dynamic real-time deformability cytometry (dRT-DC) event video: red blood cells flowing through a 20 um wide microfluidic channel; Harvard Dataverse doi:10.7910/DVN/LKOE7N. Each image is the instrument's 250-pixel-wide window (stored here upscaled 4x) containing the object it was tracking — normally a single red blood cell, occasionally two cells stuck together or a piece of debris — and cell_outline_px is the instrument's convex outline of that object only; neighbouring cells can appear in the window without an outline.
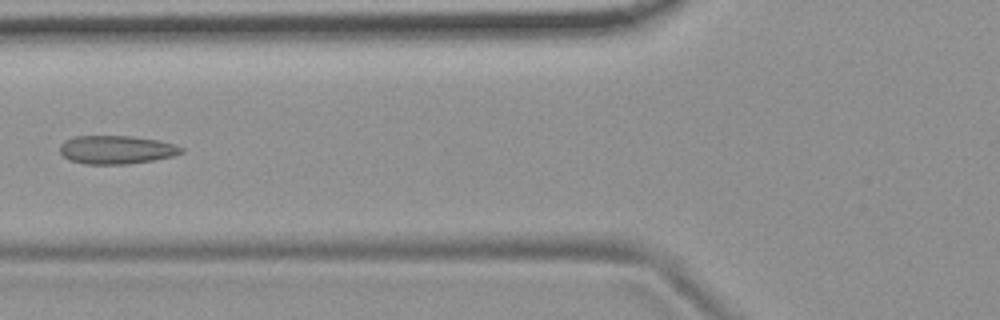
{"species": "common noctule bat (a hibernating species)", "species_latin": "Nyctalus noctula", "temperature_condition": "room temperature", "stored_images_in_passage": 7, "camera_frame_rate_fps": 3000, "um_per_image_px": 0.085, "animal": {"sex": "female", "body_mass_g": 19.9}, "frame": {"image": 1, "passage_image": 7, "time_ms": 2.0, "image_size_px": [1000, 320], "cell_outline_px": [[184, 152], [172, 156], [152, 160], [128, 164], [84, 164], [68, 160], [60, 152], [60, 144], [64, 140], [76, 136], [132, 136], [156, 140], [176, 144], [184, 148]], "centroid_in_image_um": [9.88, 12.73], "position_along_channel_um": 115.9, "area_um2": 20.17}}